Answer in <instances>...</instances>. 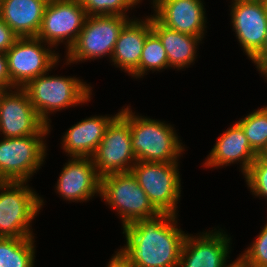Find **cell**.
Listing matches in <instances>:
<instances>
[{
	"label": "cell",
	"mask_w": 267,
	"mask_h": 267,
	"mask_svg": "<svg viewBox=\"0 0 267 267\" xmlns=\"http://www.w3.org/2000/svg\"><path fill=\"white\" fill-rule=\"evenodd\" d=\"M177 215L159 213L123 227L126 245L117 252L131 267H179L186 233Z\"/></svg>",
	"instance_id": "cell-1"
},
{
	"label": "cell",
	"mask_w": 267,
	"mask_h": 267,
	"mask_svg": "<svg viewBox=\"0 0 267 267\" xmlns=\"http://www.w3.org/2000/svg\"><path fill=\"white\" fill-rule=\"evenodd\" d=\"M23 89L39 118L51 126L50 114L91 100L92 87L76 77L50 76L48 72L29 81Z\"/></svg>",
	"instance_id": "cell-2"
},
{
	"label": "cell",
	"mask_w": 267,
	"mask_h": 267,
	"mask_svg": "<svg viewBox=\"0 0 267 267\" xmlns=\"http://www.w3.org/2000/svg\"><path fill=\"white\" fill-rule=\"evenodd\" d=\"M129 126L137 161L178 163L185 145L170 123L135 115L129 106Z\"/></svg>",
	"instance_id": "cell-3"
},
{
	"label": "cell",
	"mask_w": 267,
	"mask_h": 267,
	"mask_svg": "<svg viewBox=\"0 0 267 267\" xmlns=\"http://www.w3.org/2000/svg\"><path fill=\"white\" fill-rule=\"evenodd\" d=\"M27 183L0 181V237H33L31 223L44 199Z\"/></svg>",
	"instance_id": "cell-4"
},
{
	"label": "cell",
	"mask_w": 267,
	"mask_h": 267,
	"mask_svg": "<svg viewBox=\"0 0 267 267\" xmlns=\"http://www.w3.org/2000/svg\"><path fill=\"white\" fill-rule=\"evenodd\" d=\"M100 197L120 215L122 227L159 214L131 171L102 177Z\"/></svg>",
	"instance_id": "cell-5"
},
{
	"label": "cell",
	"mask_w": 267,
	"mask_h": 267,
	"mask_svg": "<svg viewBox=\"0 0 267 267\" xmlns=\"http://www.w3.org/2000/svg\"><path fill=\"white\" fill-rule=\"evenodd\" d=\"M129 20V16H87L76 42L66 53V64L96 60L107 55L110 59L119 33Z\"/></svg>",
	"instance_id": "cell-6"
},
{
	"label": "cell",
	"mask_w": 267,
	"mask_h": 267,
	"mask_svg": "<svg viewBox=\"0 0 267 267\" xmlns=\"http://www.w3.org/2000/svg\"><path fill=\"white\" fill-rule=\"evenodd\" d=\"M179 163L137 161L131 172L159 213L178 215L181 197Z\"/></svg>",
	"instance_id": "cell-7"
},
{
	"label": "cell",
	"mask_w": 267,
	"mask_h": 267,
	"mask_svg": "<svg viewBox=\"0 0 267 267\" xmlns=\"http://www.w3.org/2000/svg\"><path fill=\"white\" fill-rule=\"evenodd\" d=\"M91 159L100 178L131 171L137 159L131 144L129 106L110 122Z\"/></svg>",
	"instance_id": "cell-8"
},
{
	"label": "cell",
	"mask_w": 267,
	"mask_h": 267,
	"mask_svg": "<svg viewBox=\"0 0 267 267\" xmlns=\"http://www.w3.org/2000/svg\"><path fill=\"white\" fill-rule=\"evenodd\" d=\"M47 135L0 140V181L28 182L47 155Z\"/></svg>",
	"instance_id": "cell-9"
},
{
	"label": "cell",
	"mask_w": 267,
	"mask_h": 267,
	"mask_svg": "<svg viewBox=\"0 0 267 267\" xmlns=\"http://www.w3.org/2000/svg\"><path fill=\"white\" fill-rule=\"evenodd\" d=\"M52 49L38 37H18L6 52L11 89L23 88L29 81L56 67L60 56Z\"/></svg>",
	"instance_id": "cell-10"
},
{
	"label": "cell",
	"mask_w": 267,
	"mask_h": 267,
	"mask_svg": "<svg viewBox=\"0 0 267 267\" xmlns=\"http://www.w3.org/2000/svg\"><path fill=\"white\" fill-rule=\"evenodd\" d=\"M87 14L78 0H52L47 2L37 36L46 44L57 48L65 44L66 52L76 42Z\"/></svg>",
	"instance_id": "cell-11"
},
{
	"label": "cell",
	"mask_w": 267,
	"mask_h": 267,
	"mask_svg": "<svg viewBox=\"0 0 267 267\" xmlns=\"http://www.w3.org/2000/svg\"><path fill=\"white\" fill-rule=\"evenodd\" d=\"M51 127L38 116L26 91L7 89L0 103V134L4 138L48 135Z\"/></svg>",
	"instance_id": "cell-12"
},
{
	"label": "cell",
	"mask_w": 267,
	"mask_h": 267,
	"mask_svg": "<svg viewBox=\"0 0 267 267\" xmlns=\"http://www.w3.org/2000/svg\"><path fill=\"white\" fill-rule=\"evenodd\" d=\"M233 31L247 57L253 60L263 49L267 35V0H232Z\"/></svg>",
	"instance_id": "cell-13"
},
{
	"label": "cell",
	"mask_w": 267,
	"mask_h": 267,
	"mask_svg": "<svg viewBox=\"0 0 267 267\" xmlns=\"http://www.w3.org/2000/svg\"><path fill=\"white\" fill-rule=\"evenodd\" d=\"M214 230L204 231L195 237L187 233L179 267H238L237 259L227 265L231 237L222 229Z\"/></svg>",
	"instance_id": "cell-14"
},
{
	"label": "cell",
	"mask_w": 267,
	"mask_h": 267,
	"mask_svg": "<svg viewBox=\"0 0 267 267\" xmlns=\"http://www.w3.org/2000/svg\"><path fill=\"white\" fill-rule=\"evenodd\" d=\"M153 16L165 27L204 38L207 17L202 0H152Z\"/></svg>",
	"instance_id": "cell-15"
},
{
	"label": "cell",
	"mask_w": 267,
	"mask_h": 267,
	"mask_svg": "<svg viewBox=\"0 0 267 267\" xmlns=\"http://www.w3.org/2000/svg\"><path fill=\"white\" fill-rule=\"evenodd\" d=\"M100 187L101 178L92 159L75 157H70L65 163L55 186L64 200L80 203L100 195Z\"/></svg>",
	"instance_id": "cell-16"
},
{
	"label": "cell",
	"mask_w": 267,
	"mask_h": 267,
	"mask_svg": "<svg viewBox=\"0 0 267 267\" xmlns=\"http://www.w3.org/2000/svg\"><path fill=\"white\" fill-rule=\"evenodd\" d=\"M258 154L251 148L242 127L235 122L217 138L203 166L219 168L239 163L245 175Z\"/></svg>",
	"instance_id": "cell-17"
},
{
	"label": "cell",
	"mask_w": 267,
	"mask_h": 267,
	"mask_svg": "<svg viewBox=\"0 0 267 267\" xmlns=\"http://www.w3.org/2000/svg\"><path fill=\"white\" fill-rule=\"evenodd\" d=\"M119 114L92 116L72 125L62 136V149L75 158H91L110 122Z\"/></svg>",
	"instance_id": "cell-18"
},
{
	"label": "cell",
	"mask_w": 267,
	"mask_h": 267,
	"mask_svg": "<svg viewBox=\"0 0 267 267\" xmlns=\"http://www.w3.org/2000/svg\"><path fill=\"white\" fill-rule=\"evenodd\" d=\"M145 19H130L121 29L111 62L130 75L140 63L146 37L152 32L151 15Z\"/></svg>",
	"instance_id": "cell-19"
},
{
	"label": "cell",
	"mask_w": 267,
	"mask_h": 267,
	"mask_svg": "<svg viewBox=\"0 0 267 267\" xmlns=\"http://www.w3.org/2000/svg\"><path fill=\"white\" fill-rule=\"evenodd\" d=\"M46 5V0H0V19L18 37H36Z\"/></svg>",
	"instance_id": "cell-20"
},
{
	"label": "cell",
	"mask_w": 267,
	"mask_h": 267,
	"mask_svg": "<svg viewBox=\"0 0 267 267\" xmlns=\"http://www.w3.org/2000/svg\"><path fill=\"white\" fill-rule=\"evenodd\" d=\"M152 31L161 40L166 50L169 67L182 70L188 68L196 60V52L201 37L183 34L163 26L153 15H151Z\"/></svg>",
	"instance_id": "cell-21"
},
{
	"label": "cell",
	"mask_w": 267,
	"mask_h": 267,
	"mask_svg": "<svg viewBox=\"0 0 267 267\" xmlns=\"http://www.w3.org/2000/svg\"><path fill=\"white\" fill-rule=\"evenodd\" d=\"M34 237H0V267H34Z\"/></svg>",
	"instance_id": "cell-22"
},
{
	"label": "cell",
	"mask_w": 267,
	"mask_h": 267,
	"mask_svg": "<svg viewBox=\"0 0 267 267\" xmlns=\"http://www.w3.org/2000/svg\"><path fill=\"white\" fill-rule=\"evenodd\" d=\"M169 68L166 50L159 37L152 31L145 39L139 66L130 74L136 79L149 71H161Z\"/></svg>",
	"instance_id": "cell-23"
},
{
	"label": "cell",
	"mask_w": 267,
	"mask_h": 267,
	"mask_svg": "<svg viewBox=\"0 0 267 267\" xmlns=\"http://www.w3.org/2000/svg\"><path fill=\"white\" fill-rule=\"evenodd\" d=\"M237 123L244 130L251 148L260 154L267 145V106L253 110Z\"/></svg>",
	"instance_id": "cell-24"
},
{
	"label": "cell",
	"mask_w": 267,
	"mask_h": 267,
	"mask_svg": "<svg viewBox=\"0 0 267 267\" xmlns=\"http://www.w3.org/2000/svg\"><path fill=\"white\" fill-rule=\"evenodd\" d=\"M87 16L116 15L128 16L127 10L140 4L142 0H78Z\"/></svg>",
	"instance_id": "cell-25"
},
{
	"label": "cell",
	"mask_w": 267,
	"mask_h": 267,
	"mask_svg": "<svg viewBox=\"0 0 267 267\" xmlns=\"http://www.w3.org/2000/svg\"><path fill=\"white\" fill-rule=\"evenodd\" d=\"M238 267H267V223L253 243L237 258Z\"/></svg>",
	"instance_id": "cell-26"
},
{
	"label": "cell",
	"mask_w": 267,
	"mask_h": 267,
	"mask_svg": "<svg viewBox=\"0 0 267 267\" xmlns=\"http://www.w3.org/2000/svg\"><path fill=\"white\" fill-rule=\"evenodd\" d=\"M244 178L254 196L267 200V159L258 154Z\"/></svg>",
	"instance_id": "cell-27"
},
{
	"label": "cell",
	"mask_w": 267,
	"mask_h": 267,
	"mask_svg": "<svg viewBox=\"0 0 267 267\" xmlns=\"http://www.w3.org/2000/svg\"><path fill=\"white\" fill-rule=\"evenodd\" d=\"M18 36L13 30L0 19V52H7L8 49L15 43Z\"/></svg>",
	"instance_id": "cell-28"
},
{
	"label": "cell",
	"mask_w": 267,
	"mask_h": 267,
	"mask_svg": "<svg viewBox=\"0 0 267 267\" xmlns=\"http://www.w3.org/2000/svg\"><path fill=\"white\" fill-rule=\"evenodd\" d=\"M0 87L11 89V79L5 52H0Z\"/></svg>",
	"instance_id": "cell-29"
},
{
	"label": "cell",
	"mask_w": 267,
	"mask_h": 267,
	"mask_svg": "<svg viewBox=\"0 0 267 267\" xmlns=\"http://www.w3.org/2000/svg\"><path fill=\"white\" fill-rule=\"evenodd\" d=\"M257 70L267 79V35L262 51L252 60Z\"/></svg>",
	"instance_id": "cell-30"
},
{
	"label": "cell",
	"mask_w": 267,
	"mask_h": 267,
	"mask_svg": "<svg viewBox=\"0 0 267 267\" xmlns=\"http://www.w3.org/2000/svg\"><path fill=\"white\" fill-rule=\"evenodd\" d=\"M115 253L111 256L107 267H131L117 251Z\"/></svg>",
	"instance_id": "cell-31"
},
{
	"label": "cell",
	"mask_w": 267,
	"mask_h": 267,
	"mask_svg": "<svg viewBox=\"0 0 267 267\" xmlns=\"http://www.w3.org/2000/svg\"><path fill=\"white\" fill-rule=\"evenodd\" d=\"M262 158L267 159V145L266 147L263 149V151L259 154Z\"/></svg>",
	"instance_id": "cell-32"
},
{
	"label": "cell",
	"mask_w": 267,
	"mask_h": 267,
	"mask_svg": "<svg viewBox=\"0 0 267 267\" xmlns=\"http://www.w3.org/2000/svg\"><path fill=\"white\" fill-rule=\"evenodd\" d=\"M7 89L3 88V87H0V103H1V100H2V97H3V94L4 92L6 91Z\"/></svg>",
	"instance_id": "cell-33"
}]
</instances>
